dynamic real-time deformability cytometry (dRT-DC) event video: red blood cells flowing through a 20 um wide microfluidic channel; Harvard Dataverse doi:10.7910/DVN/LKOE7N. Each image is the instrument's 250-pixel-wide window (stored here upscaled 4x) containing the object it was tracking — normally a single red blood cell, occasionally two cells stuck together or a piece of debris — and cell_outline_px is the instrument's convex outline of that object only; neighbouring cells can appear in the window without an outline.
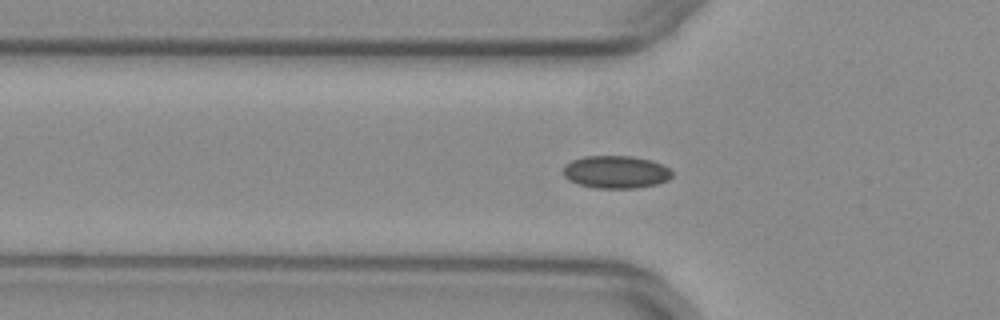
{"species": "common noctule bat (a hibernating species)", "species_latin": "Nyctalus noctula", "temperature_condition": "warm", "stored_images_in_passage": 40, "camera_frame_rate_fps": 3000, "um_per_image_px": 0.085, "animal": {"sex": "female", "body_mass_g": 29.2, "forearm_length_mm": 56.3}, "frame": {"image": 1, "passage_image": 4, "time_ms": 1.0, "image_size_px": [1000, 320], "cell_outline_px": [[672, 176], [668, 180], [656, 184], [636, 188], [596, 188], [580, 184], [568, 180], [564, 176], [564, 164], [572, 160], [584, 156], [632, 156], [652, 160], [668, 168], [672, 172]], "centroid_in_image_um": [52.34, 14.61], "position_along_channel_um": 73.5, "area_um2": 20.69}}
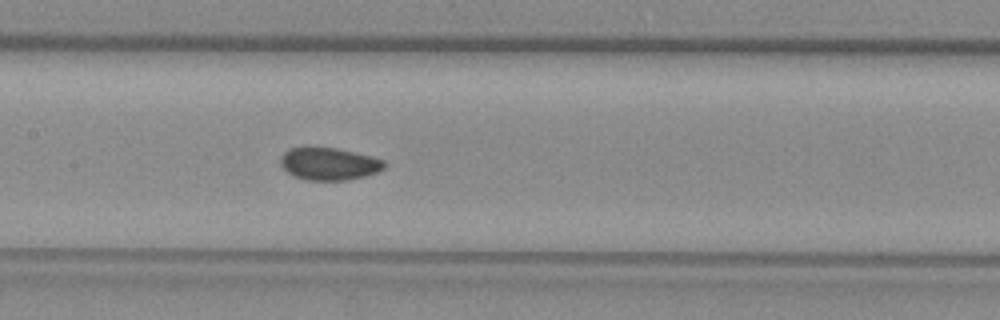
{"frame": {"image": 2, "passage_image": 12, "time_ms": 3.667, "image_size_px": [1000, 320], "cell_outline_px": [[388, 164], [384, 168], [376, 172], [364, 176], [344, 180], [304, 180], [292, 176], [280, 164], [280, 156], [288, 148], [308, 144], [336, 148], [372, 156], [384, 160]], "centroid_in_image_um": [27.91, 13.88], "position_along_channel_um": 179.5, "area_um2": 20.29}}
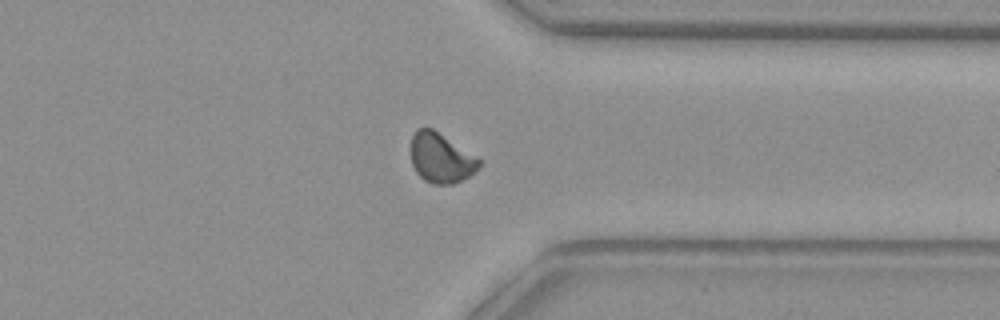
{"frame": {"image": 3, "passage_image": 27, "time_ms": 8.667, "image_size_px": [1000, 320], "cell_outline_px": [[480, 164], [476, 172], [452, 184], [432, 184], [424, 180], [416, 172], [412, 164], [412, 136], [416, 128], [432, 128], [480, 160]], "centroid_in_image_um": [37.45, 13.44], "position_along_channel_um": 373.9, "area_um2": 19.31}, "authors_computed_cell_mechanics": {"area_um2": 19.7098, "velocity_mm_per_s": 3.9525, "shape_relaxation_time_tau1_ms": null, "shape_relaxation_time_tau2_ms": 0.7414, "deformation_change_tau1": null, "deformation_change_tau2": 0.0526}}